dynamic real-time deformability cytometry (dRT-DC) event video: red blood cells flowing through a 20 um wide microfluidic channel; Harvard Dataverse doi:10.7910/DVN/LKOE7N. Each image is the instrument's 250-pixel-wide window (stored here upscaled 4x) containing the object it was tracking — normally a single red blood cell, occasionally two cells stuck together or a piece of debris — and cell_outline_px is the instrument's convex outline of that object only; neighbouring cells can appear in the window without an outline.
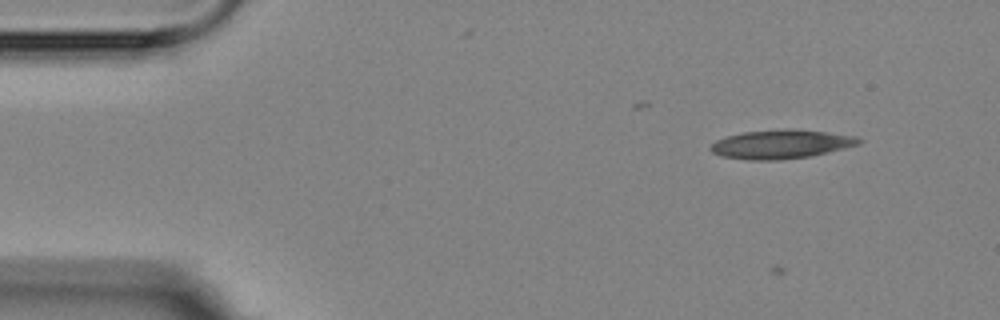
{"species": "Egyptian fruit bat (a non-hibernating species)", "species_latin": "Rousettus aegyptiacus", "temperature_condition": "room temperature", "stored_images_in_passage": 8, "camera_frame_rate_fps": 3000, "um_per_image_px": 0.085, "animal": {"sex": "female"}, "frame": {"image": 1, "passage_image": 3, "time_ms": 2.333, "image_size_px": [1000, 320], "cell_outline_px": [[860, 144], [828, 152], [808, 156], [780, 160], [748, 160], [724, 156], [712, 152], [708, 148], [716, 140], [728, 136], [744, 132], [784, 128], [824, 132], [856, 136], [860, 140]], "centroid_in_image_um": [66.36, 12.26], "position_along_channel_um": 18.6, "area_um2": 24.62}}
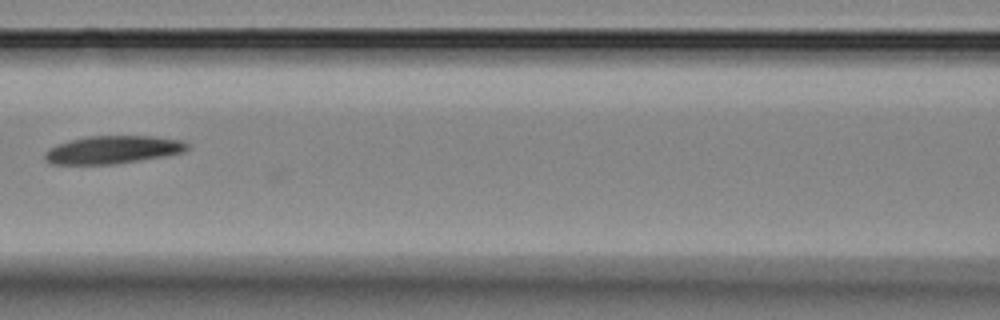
{"frame": {"image": 2, "passage_image": 8, "time_ms": 8.667, "image_size_px": [1000, 320], "cell_outline_px": [[192, 148], [184, 152], [164, 156], [116, 164], [52, 164], [44, 160], [44, 152], [48, 148], [56, 144], [68, 140], [88, 136], [156, 136], [184, 140]], "centroid_in_image_um": [9.6, 12.72], "position_along_channel_um": 157.0, "area_um2": 23.52}}